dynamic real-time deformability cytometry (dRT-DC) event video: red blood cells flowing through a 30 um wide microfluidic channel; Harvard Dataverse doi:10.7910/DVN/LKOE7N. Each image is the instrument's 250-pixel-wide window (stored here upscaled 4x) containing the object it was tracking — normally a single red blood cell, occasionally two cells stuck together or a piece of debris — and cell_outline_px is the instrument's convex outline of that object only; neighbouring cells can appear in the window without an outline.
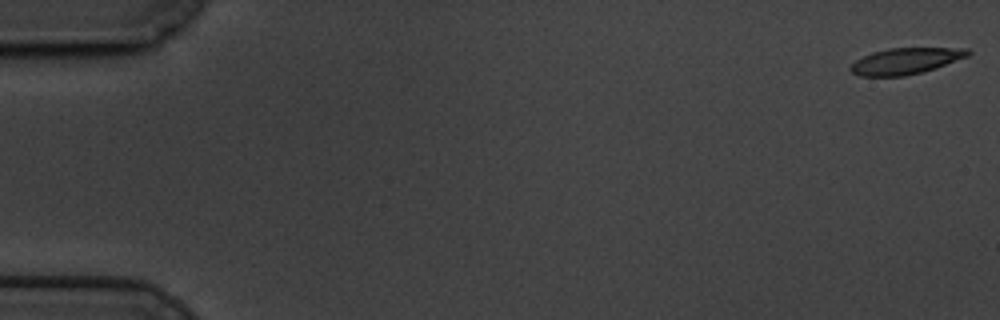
{"species": "common noctule bat (a hibernating species)", "species_latin": "Nyctalus noctula", "temperature_condition": "cold", "stored_images_in_passage": 59, "camera_frame_rate_fps": 3000, "um_per_image_px": 0.085, "animal": {"sex": "male", "body_mass_g": 19.5, "forearm_length_mm": 54.6}, "frame": {"image": 1, "passage_image": 1, "time_ms": 0.0, "image_size_px": [1000, 320], "cell_outline_px": [[972, 52], [968, 56], [936, 68], [904, 76], [860, 76], [852, 72], [848, 68], [856, 60], [872, 52], [888, 48], [968, 48]], "centroid_in_image_um": [76.98, 5.18], "position_along_channel_um": 8.0, "area_um2": 17.86}}
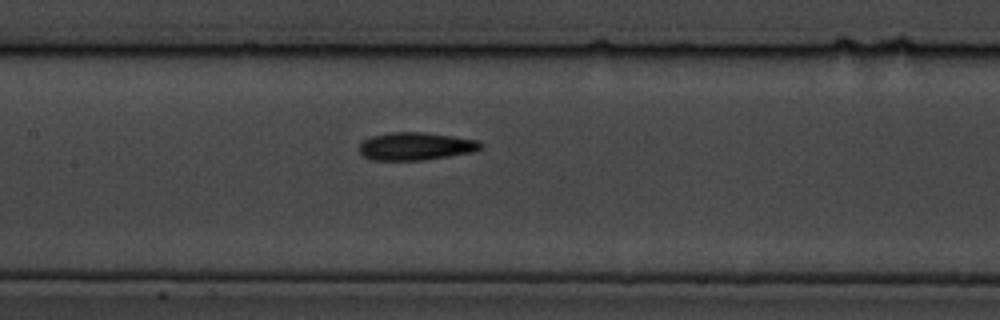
{"frame": {"image": 2, "passage_image": 29, "time_ms": 9.333, "image_size_px": [1000, 320], "cell_outline_px": [[484, 148], [476, 152], [424, 160], [372, 160], [364, 156], [360, 152], [360, 144], [364, 140], [372, 136], [392, 132], [424, 132], [452, 136], [476, 140], [484, 144]], "centroid_in_image_um": [35.4, 12.44], "position_along_channel_um": 172.0, "area_um2": 19.77}}
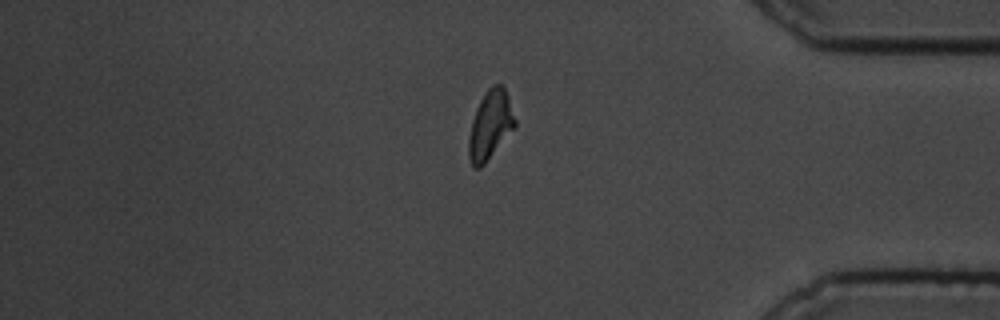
{"frame": {"image": 3, "passage_image": 51, "time_ms": 16.667, "image_size_px": [1000, 320], "cell_outline_px": [[516, 124], [484, 164], [480, 168], [472, 168], [468, 160], [468, 140], [472, 120], [476, 108], [480, 100], [488, 88], [492, 84], [504, 84], [516, 120]], "centroid_in_image_um": [41.64, 10.61], "position_along_channel_um": 393.6, "area_um2": 18.44}}